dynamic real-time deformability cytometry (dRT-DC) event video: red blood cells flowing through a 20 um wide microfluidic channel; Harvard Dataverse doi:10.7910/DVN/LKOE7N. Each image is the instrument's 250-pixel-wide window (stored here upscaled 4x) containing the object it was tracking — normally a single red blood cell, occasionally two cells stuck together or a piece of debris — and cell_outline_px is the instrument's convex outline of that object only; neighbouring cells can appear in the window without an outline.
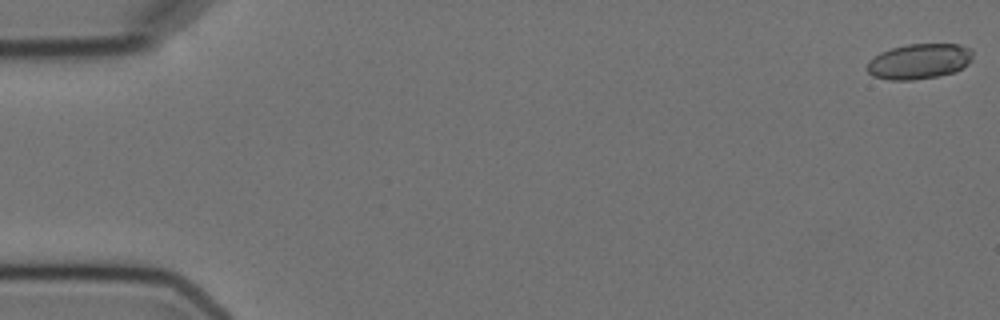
{"species": "Egyptian fruit bat (a non-hibernating species)", "species_latin": "Rousettus aegyptiacus", "temperature_condition": "cold", "stored_images_in_passage": 6, "camera_frame_rate_fps": 3000, "um_per_image_px": 0.085, "animal": {"sex": "female"}, "frame": {"image": 1, "passage_image": 1, "time_ms": 0.0, "image_size_px": [1000, 320], "cell_outline_px": [[972, 60], [968, 64], [956, 72], [940, 76], [912, 80], [888, 80], [872, 76], [868, 72], [868, 60], [880, 52], [892, 48], [908, 44], [960, 44], [972, 48]], "centroid_in_image_um": [78.15, 5.22], "position_along_channel_um": 6.8, "area_um2": 22.02}}
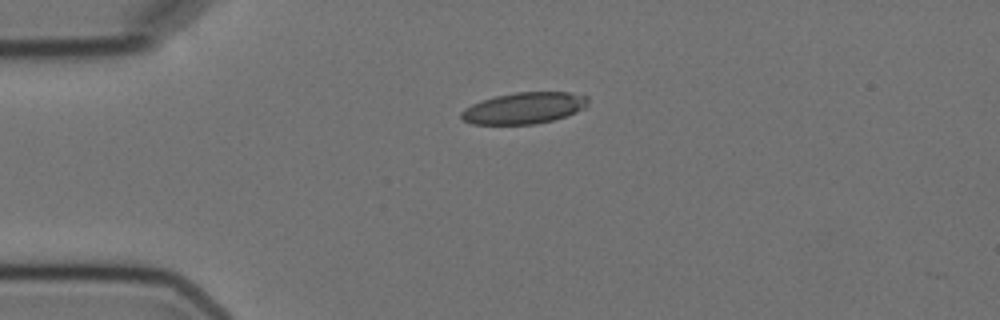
{"frame": {"image": 2, "passage_image": 4, "time_ms": 4.333, "image_size_px": [1000, 320], "cell_outline_px": [[588, 104], [584, 108], [576, 112], [552, 120], [536, 124], [472, 124], [464, 120], [460, 116], [460, 112], [464, 108], [472, 104], [496, 96], [516, 92], [568, 92], [588, 96]], "centroid_in_image_um": [44.55, 9.18], "position_along_channel_um": 40.5, "area_um2": 23.06}}